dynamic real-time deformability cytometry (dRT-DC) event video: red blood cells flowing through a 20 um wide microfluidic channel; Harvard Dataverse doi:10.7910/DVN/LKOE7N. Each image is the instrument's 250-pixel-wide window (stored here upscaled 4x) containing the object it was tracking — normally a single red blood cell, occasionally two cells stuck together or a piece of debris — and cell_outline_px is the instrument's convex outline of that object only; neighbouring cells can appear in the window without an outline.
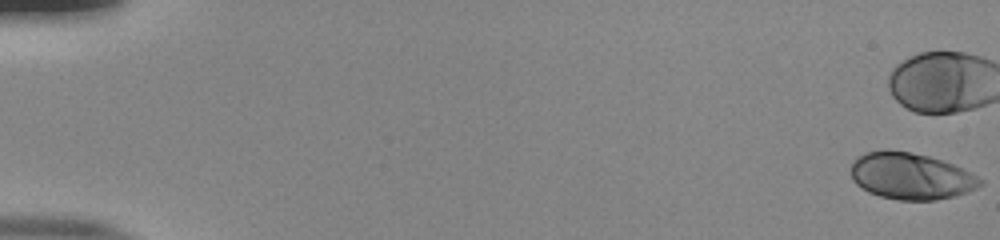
{"species": "human", "species_latin": "Homo sapiens", "temperature_condition": "room temperature", "stored_images_in_passage": 44, "camera_frame_rate_fps": 3000, "um_per_image_px": 0.085, "donor": {"sex": "male"}, "frame": {"image": 1, "passage_image": 1, "time_ms": 0.0, "image_size_px": [1000, 240], "cell_outline_px": [[984, 184], [968, 192], [936, 200], [900, 200], [880, 196], [868, 192], [856, 184], [852, 180], [852, 160], [864, 152], [888, 148], [928, 156], [952, 164], [984, 180]], "centroid_in_image_um": [77.38, 14.96], "position_along_channel_um": 7.6, "area_um2": 35.08}}